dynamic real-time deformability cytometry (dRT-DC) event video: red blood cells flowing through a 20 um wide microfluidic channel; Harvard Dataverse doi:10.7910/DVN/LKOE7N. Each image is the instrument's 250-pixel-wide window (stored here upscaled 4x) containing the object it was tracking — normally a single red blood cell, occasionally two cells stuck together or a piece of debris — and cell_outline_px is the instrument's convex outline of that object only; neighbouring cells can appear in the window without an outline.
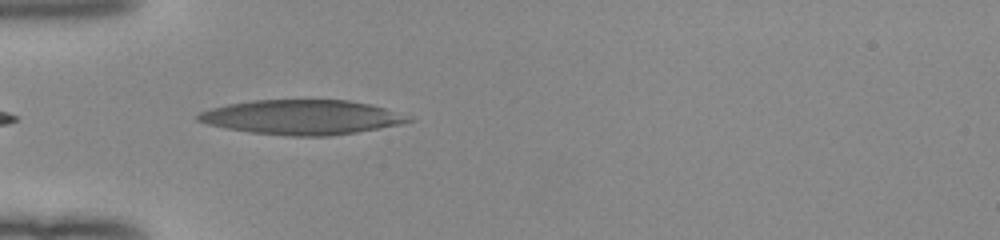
{"species": "human", "species_latin": "Homo sapiens", "temperature_condition": "room temperature", "stored_images_in_passage": 36, "camera_frame_rate_fps": 3000, "um_per_image_px": 0.085, "donor": {"sex": "female"}, "frame": {"image": 1, "passage_image": 1, "time_ms": 0.0, "image_size_px": [1000, 240], "cell_outline_px": [[416, 120], [400, 124], [356, 132], [328, 136], [288, 136], [252, 132], [228, 128], [208, 124], [196, 120], [196, 116], [200, 112], [212, 108], [228, 104], [252, 100], [348, 100], [368, 104], [384, 108], [412, 116]], "centroid_in_image_um": [25.69, 9.96], "position_along_channel_um": 59.3, "area_um2": 42.19}}
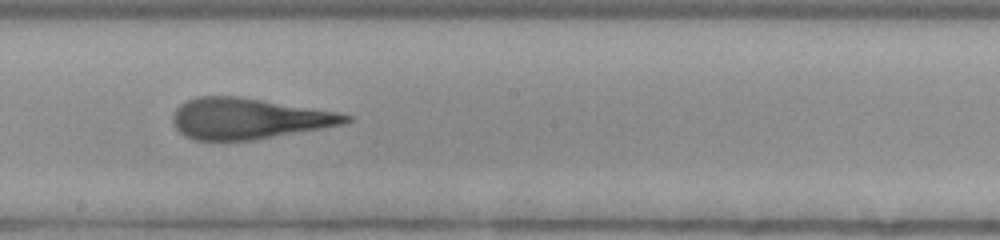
{"frame": {"image": 2, "passage_image": 14, "time_ms": 4.333, "image_size_px": [1000, 240], "cell_outline_px": [[352, 120], [344, 124], [252, 140], [192, 140], [184, 136], [172, 124], [172, 116], [176, 108], [180, 104], [196, 96], [240, 96], [336, 112], [352, 116]], "centroid_in_image_um": [21.06, 10.07], "position_along_channel_um": 227.1, "area_um2": 41.04}}
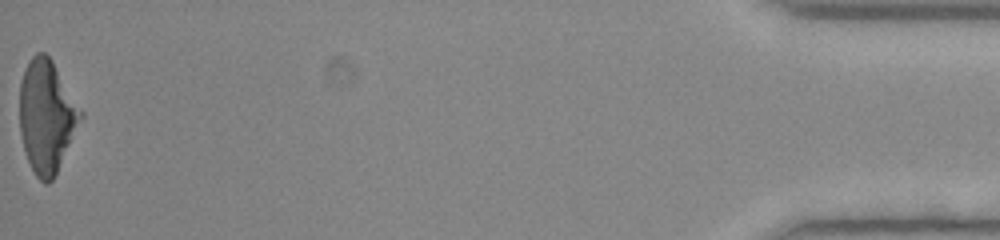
{"frame": {"image": 3, "passage_image": 36, "time_ms": 11.667, "image_size_px": [1000, 240], "cell_outline_px": [[84, 116], [52, 180], [48, 184], [44, 184], [36, 176], [28, 160], [24, 148], [20, 132], [20, 80], [28, 60], [36, 52], [44, 52], [52, 60], [84, 112]], "centroid_in_image_um": [3.97, 9.85], "position_along_channel_um": 431.2, "area_um2": 40.0}, "authors_computed_cell_mechanics": {"area_um2": 41.2403, "velocity_mm_per_s": 4.0209, "shape_relaxation_time_tau1_ms": 10.1621, "shape_relaxation_time_tau2_ms": 1.6917, "deformation_change_tau1": 0.3246, "deformation_change_tau2": 0.1361}}